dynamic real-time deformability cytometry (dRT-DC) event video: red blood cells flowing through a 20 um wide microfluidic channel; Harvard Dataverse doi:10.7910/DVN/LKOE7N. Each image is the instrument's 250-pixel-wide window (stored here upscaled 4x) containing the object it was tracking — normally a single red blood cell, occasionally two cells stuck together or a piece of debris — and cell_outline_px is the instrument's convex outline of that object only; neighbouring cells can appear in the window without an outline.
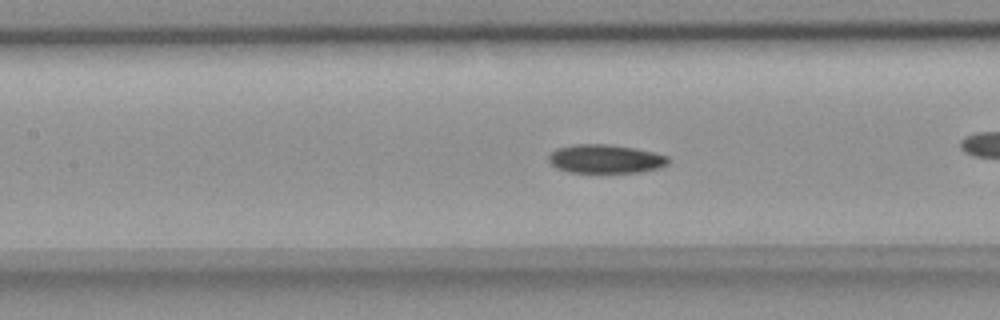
{"species": "common noctule bat (a hibernating species)", "species_latin": "Nyctalus noctula", "temperature_condition": "room temperature", "stored_images_in_passage": 56, "camera_frame_rate_fps": 3000, "um_per_image_px": 0.085, "animal": {"sex": "female", "body_mass_g": 18.4}, "frame": {"image": 1, "passage_image": 25, "time_ms": 8.0, "image_size_px": [1000, 320], "cell_outline_px": [[668, 164], [660, 168], [640, 172], [568, 172], [556, 168], [548, 160], [548, 156], [556, 148], [576, 144], [608, 144], [636, 148], [668, 156]], "centroid_in_image_um": [51.46, 13.5], "position_along_channel_um": 155.9, "area_um2": 20.0}}
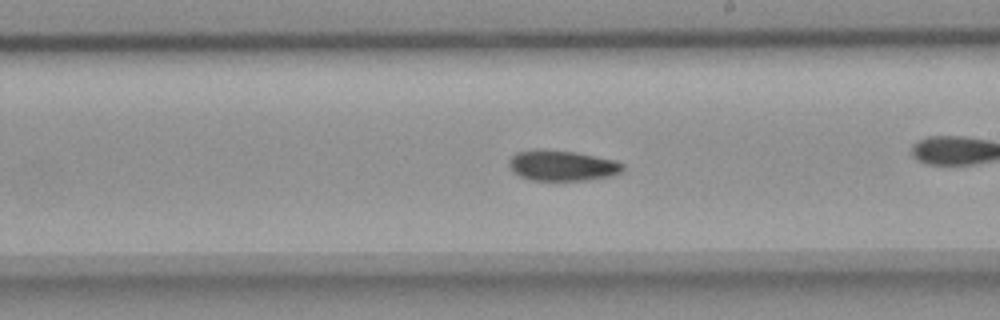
{"frame": {"image": 2, "passage_image": 32, "time_ms": 10.333, "image_size_px": [1000, 320], "cell_outline_px": [[624, 168], [620, 172], [612, 176], [588, 180], [532, 180], [520, 176], [512, 172], [508, 164], [508, 160], [516, 152], [532, 148], [544, 148], [576, 152], [616, 160], [624, 164]], "centroid_in_image_um": [47.75, 14.05], "position_along_channel_um": 241.2, "area_um2": 20.69}}
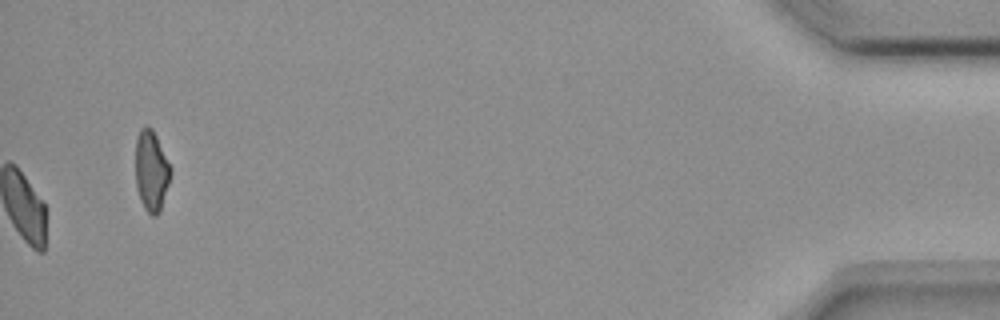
{"frame": {"image": 3, "passage_image": 56, "time_ms": 18.333, "image_size_px": [1000, 320], "cell_outline_px": [[172, 172], [160, 212], [156, 216], [152, 216], [144, 208], [140, 200], [136, 188], [136, 136], [140, 128], [152, 128], [172, 168]], "centroid_in_image_um": [12.87, 14.55], "position_along_channel_um": 422.3, "area_um2": 16.53}, "authors_computed_cell_mechanics": {"area_um2": 19.9699, "velocity_mm_per_s": 3.6756, "shape_relaxation_time_tau1_ms": null, "shape_relaxation_time_tau2_ms": 10.8266, "deformation_change_tau1": null, "deformation_change_tau2": 0.1296}}